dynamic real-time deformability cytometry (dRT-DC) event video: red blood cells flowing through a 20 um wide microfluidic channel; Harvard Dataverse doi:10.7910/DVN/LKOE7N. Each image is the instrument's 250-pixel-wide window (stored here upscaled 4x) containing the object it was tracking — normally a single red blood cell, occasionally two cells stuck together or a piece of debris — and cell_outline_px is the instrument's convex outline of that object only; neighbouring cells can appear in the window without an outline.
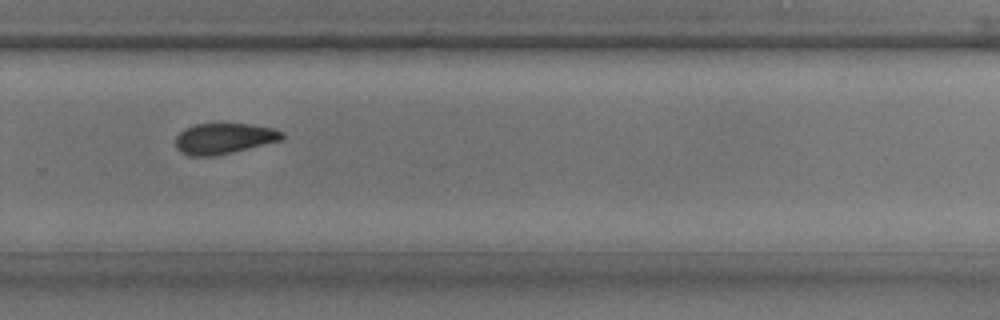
{"species": "common noctule bat (a hibernating species)", "species_latin": "Nyctalus noctula", "temperature_condition": "room temperature", "stored_images_in_passage": 18, "camera_frame_rate_fps": 3000, "um_per_image_px": 0.085, "animal": {"sex": "male", "body_mass_g": 17.9, "forearm_length_mm": 54.2}, "frame": {"image": 1, "passage_image": 13, "time_ms": 4.0, "image_size_px": [1000, 320], "cell_outline_px": [[284, 136], [280, 140], [232, 152], [212, 156], [188, 156], [180, 152], [176, 148], [176, 136], [184, 128], [196, 124], [248, 124], [272, 128], [284, 132]], "centroid_in_image_um": [18.99, 11.77], "position_along_channel_um": 310.8, "area_um2": 18.9}}
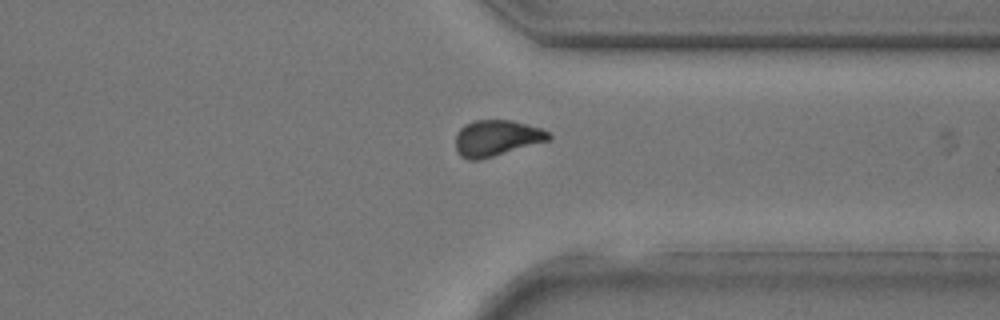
{"frame": {"image": 2, "passage_image": 16, "time_ms": 5.0, "image_size_px": [1000, 320], "cell_outline_px": [[552, 140], [480, 160], [468, 160], [460, 156], [456, 152], [456, 132], [464, 124], [472, 120], [512, 120], [540, 128], [548, 132], [552, 136]], "centroid_in_image_um": [42.2, 11.74], "position_along_channel_um": 369.2, "area_um2": 19.88}}